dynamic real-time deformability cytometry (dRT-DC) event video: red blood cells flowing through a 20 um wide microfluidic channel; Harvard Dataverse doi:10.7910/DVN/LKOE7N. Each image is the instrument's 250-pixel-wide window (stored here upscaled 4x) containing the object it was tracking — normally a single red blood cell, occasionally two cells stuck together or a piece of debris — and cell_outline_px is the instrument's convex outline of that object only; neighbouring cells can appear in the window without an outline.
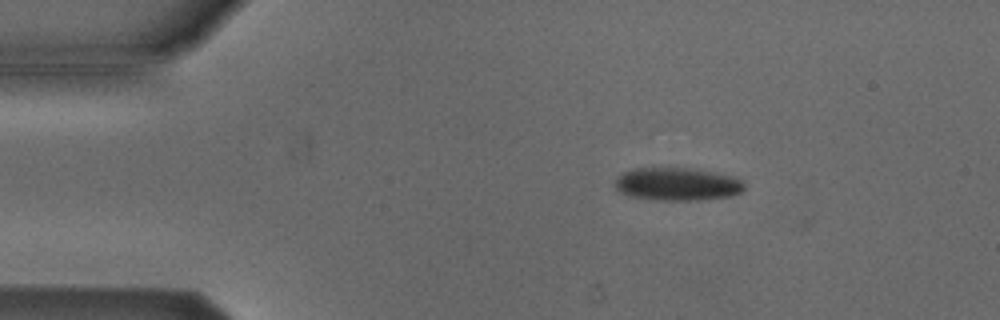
{"species": "Egyptian fruit bat (a non-hibernating species)", "species_latin": "Rousettus aegyptiacus", "temperature_condition": "cold", "stored_images_in_passage": 5, "camera_frame_rate_fps": 3000, "um_per_image_px": 0.085, "animal": {"sex": "male"}, "frame": {"image": 1, "passage_image": 4, "time_ms": 1.0, "image_size_px": [1000, 320], "cell_outline_px": [[744, 188], [740, 192], [732, 196], [700, 200], [656, 200], [628, 196], [620, 192], [616, 188], [616, 180], [624, 172], [636, 168], [692, 168], [736, 176], [744, 184]], "centroid_in_image_um": [57.6, 15.65], "position_along_channel_um": 27.4, "area_um2": 24.85}}